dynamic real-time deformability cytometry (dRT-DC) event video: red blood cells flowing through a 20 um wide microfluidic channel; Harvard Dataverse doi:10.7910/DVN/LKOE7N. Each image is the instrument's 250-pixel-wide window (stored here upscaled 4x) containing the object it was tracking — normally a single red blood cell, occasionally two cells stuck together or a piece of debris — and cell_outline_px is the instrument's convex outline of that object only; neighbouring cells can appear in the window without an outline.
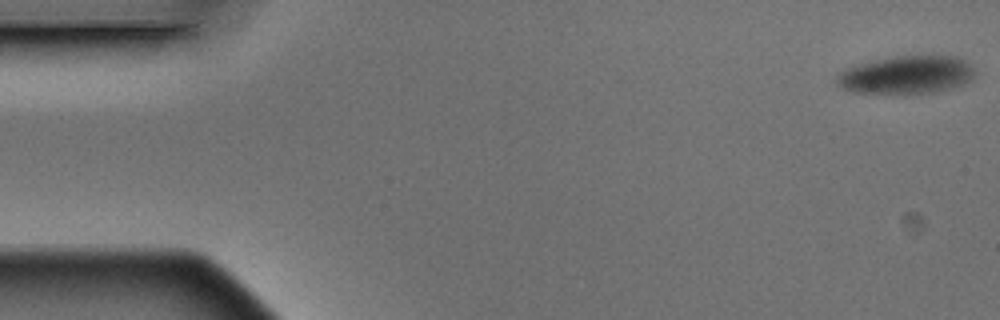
{"species": "Egyptian fruit bat (a non-hibernating species)", "species_latin": "Rousettus aegyptiacus", "temperature_condition": "warm", "stored_images_in_passage": 7, "camera_frame_rate_fps": 3000, "um_per_image_px": 0.085, "animal": {"sex": "male"}, "frame": {"image": 1, "passage_image": 1, "time_ms": 0.0, "image_size_px": [1000, 320], "cell_outline_px": [[976, 72], [972, 80], [964, 84], [948, 88], [924, 92], [852, 92], [836, 84], [836, 76], [844, 68], [856, 64], [896, 56], [960, 56]], "centroid_in_image_um": [77.03, 6.33], "position_along_channel_um": 8.0, "area_um2": 30.0}}
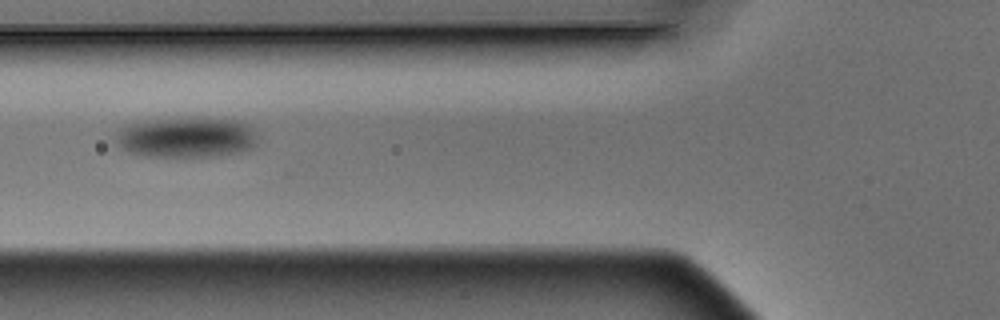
{"frame": {"image": 2, "passage_image": 6, "time_ms": 1.667, "image_size_px": [1000, 320], "cell_outline_px": [[256, 144], [252, 148], [240, 152], [212, 156], [136, 156], [120, 148], [116, 140], [116, 136], [120, 128], [124, 124], [188, 116], [240, 120], [248, 124], [256, 132]], "centroid_in_image_um": [15.84, 11.65], "position_along_channel_um": 110.0, "area_um2": 34.04}}
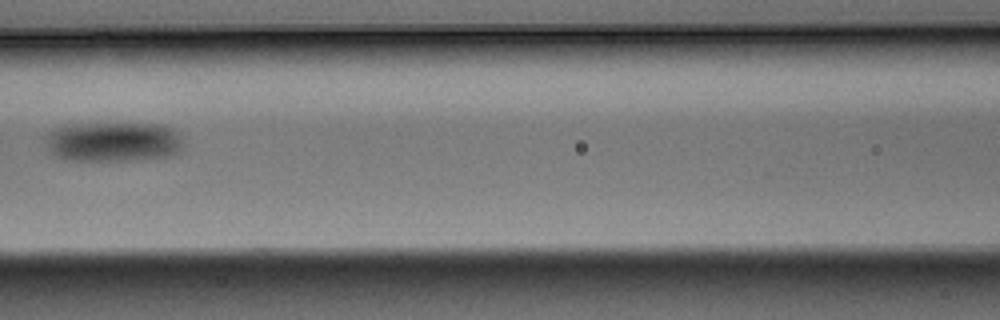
{"frame": {"image": 3, "passage_image": 7, "time_ms": 2.0, "image_size_px": [1000, 320], "cell_outline_px": [[184, 148], [180, 152], [168, 156], [128, 160], [64, 160], [56, 156], [48, 148], [48, 140], [52, 132], [64, 124], [160, 124], [172, 128], [180, 136], [184, 144]], "centroid_in_image_um": [9.7, 12.05], "position_along_channel_um": 156.9, "area_um2": 31.62}}